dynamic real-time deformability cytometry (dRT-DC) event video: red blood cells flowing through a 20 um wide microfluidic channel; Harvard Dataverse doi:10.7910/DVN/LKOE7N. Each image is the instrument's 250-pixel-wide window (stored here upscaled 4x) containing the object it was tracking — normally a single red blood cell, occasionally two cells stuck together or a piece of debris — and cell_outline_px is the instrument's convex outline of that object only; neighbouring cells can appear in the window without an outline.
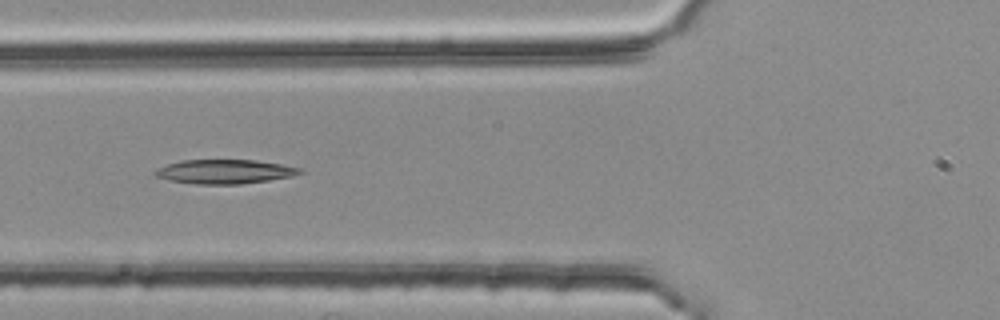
{"species": "common noctule bat (a hibernating species)", "species_latin": "Nyctalus noctula", "temperature_condition": "room temperature", "stored_images_in_passage": 45, "camera_frame_rate_fps": 3000, "um_per_image_px": 0.085, "animal": {"sex": "female", "body_mass_g": 25.1}, "frame": {"image": 1, "passage_image": 18, "time_ms": 5.667, "image_size_px": [1000, 320], "cell_outline_px": [[304, 172], [292, 176], [268, 180], [240, 184], [196, 184], [168, 180], [156, 176], [156, 168], [180, 160], [256, 160], [304, 168]], "centroid_in_image_um": [19.12, 14.58], "position_along_channel_um": 106.7, "area_um2": 20.35}}
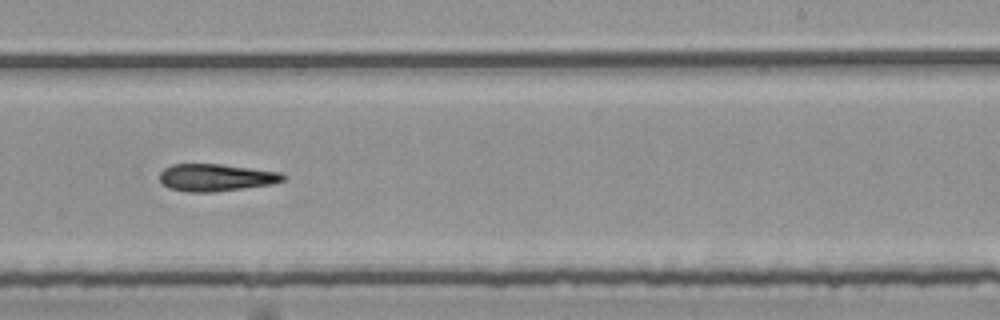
{"frame": {"image": 2, "passage_image": 31, "time_ms": 10.0, "image_size_px": [1000, 320], "cell_outline_px": [[288, 176], [284, 180], [272, 184], [244, 188], [212, 192], [184, 192], [168, 188], [160, 180], [160, 172], [164, 168], [172, 164], [220, 164], [280, 172]], "centroid_in_image_um": [18.35, 15.09], "position_along_channel_um": 270.7, "area_um2": 19.65}}
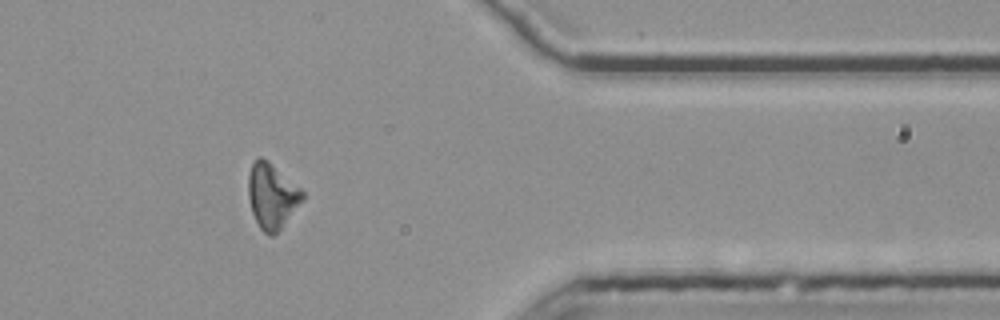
{"frame": {"image": 3, "passage_image": 42, "time_ms": 13.667, "image_size_px": [1000, 320], "cell_outline_px": [[304, 196], [280, 228], [272, 236], [268, 236], [260, 228], [252, 212], [248, 196], [248, 176], [252, 164], [260, 156], [268, 160], [300, 188], [304, 192]], "centroid_in_image_um": [23.07, 16.63], "position_along_channel_um": 388.3, "area_um2": 20.0}}